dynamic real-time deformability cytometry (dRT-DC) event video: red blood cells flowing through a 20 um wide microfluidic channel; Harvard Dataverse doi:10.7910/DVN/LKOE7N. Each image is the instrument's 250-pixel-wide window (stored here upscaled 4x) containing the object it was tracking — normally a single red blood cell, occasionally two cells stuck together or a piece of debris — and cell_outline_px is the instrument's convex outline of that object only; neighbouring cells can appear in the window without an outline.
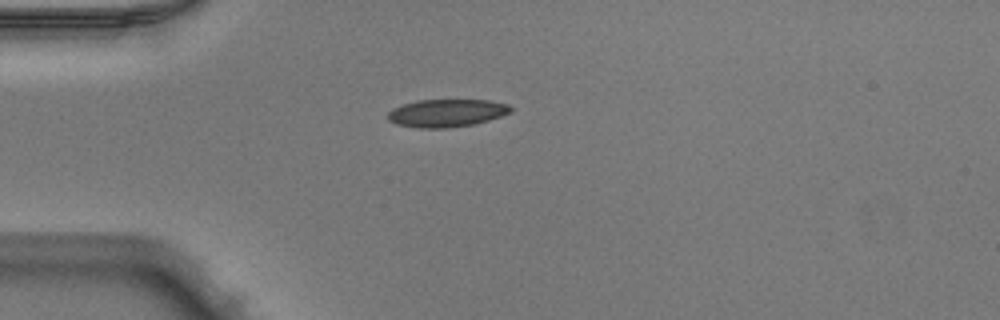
{"species": "Egyptian fruit bat (a non-hibernating species)", "species_latin": "Rousettus aegyptiacus", "temperature_condition": "warm", "stored_images_in_passage": 33, "camera_frame_rate_fps": 3000, "um_per_image_px": 0.085, "animal": {"sex": "male"}, "frame": {"image": 1, "passage_image": 1, "time_ms": 0.0, "image_size_px": [1000, 320], "cell_outline_px": [[512, 112], [476, 124], [448, 128], [420, 128], [396, 124], [388, 120], [388, 112], [392, 108], [416, 100], [488, 100], [508, 104], [512, 108]], "centroid_in_image_um": [37.96, 9.61], "position_along_channel_um": 47.0, "area_um2": 19.94}}
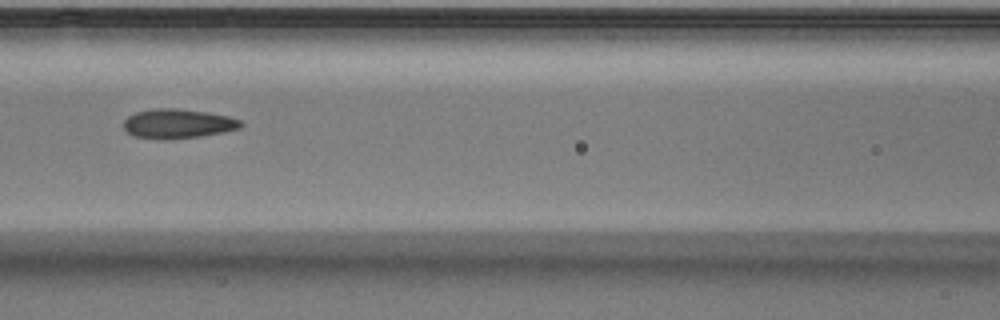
{"frame": {"image": 2, "passage_image": 10, "time_ms": 3.0, "image_size_px": [1000, 320], "cell_outline_px": [[244, 124], [240, 128], [224, 132], [200, 136], [160, 140], [136, 136], [128, 132], [124, 128], [124, 120], [128, 116], [136, 112], [156, 108], [176, 108], [208, 112], [228, 116], [240, 120]], "centroid_in_image_um": [15.13, 10.51], "position_along_channel_um": 151.5, "area_um2": 20.06}}
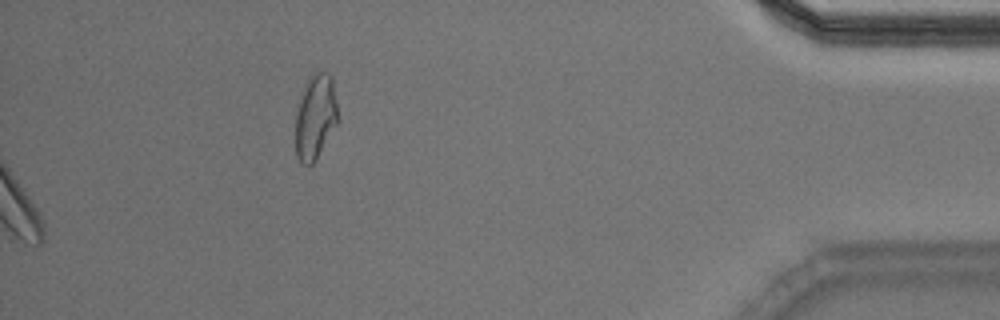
{"frame": {"image": 3, "passage_image": 33, "time_ms": 10.667, "image_size_px": [1000, 320], "cell_outline_px": [[336, 124], [316, 160], [312, 164], [300, 164], [296, 156], [296, 112], [300, 100], [308, 80], [316, 72], [328, 72], [332, 76], [336, 104]], "centroid_in_image_um": [26.79, 9.97], "position_along_channel_um": 408.4, "area_um2": 20.4}, "authors_computed_cell_mechanics": {"area_um2": 19.9988, "velocity_mm_per_s": 4.0127, "shape_relaxation_time_tau1_ms": 7.2372, "shape_relaxation_time_tau2_ms": 2.5967, "deformation_change_tau1": 0.1479, "deformation_change_tau2": 0.0816}}